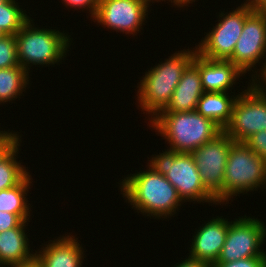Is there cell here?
<instances>
[{
  "label": "cell",
  "mask_w": 266,
  "mask_h": 267,
  "mask_svg": "<svg viewBox=\"0 0 266 267\" xmlns=\"http://www.w3.org/2000/svg\"><path fill=\"white\" fill-rule=\"evenodd\" d=\"M146 171L127 175L120 182L121 192L132 209L143 215L164 219L176 214L182 200L176 188L161 173L146 166Z\"/></svg>",
  "instance_id": "6da1fadb"
},
{
  "label": "cell",
  "mask_w": 266,
  "mask_h": 267,
  "mask_svg": "<svg viewBox=\"0 0 266 267\" xmlns=\"http://www.w3.org/2000/svg\"><path fill=\"white\" fill-rule=\"evenodd\" d=\"M194 50L184 49L175 52L165 62L151 67L145 76L137 84V102L142 111L149 114V122L163 111L169 104L173 92L179 83L186 67L193 61L197 52Z\"/></svg>",
  "instance_id": "7a4b0ae2"
},
{
  "label": "cell",
  "mask_w": 266,
  "mask_h": 267,
  "mask_svg": "<svg viewBox=\"0 0 266 267\" xmlns=\"http://www.w3.org/2000/svg\"><path fill=\"white\" fill-rule=\"evenodd\" d=\"M151 127L177 153H191L223 132L213 120L195 111L160 112L150 121Z\"/></svg>",
  "instance_id": "3957f363"
},
{
  "label": "cell",
  "mask_w": 266,
  "mask_h": 267,
  "mask_svg": "<svg viewBox=\"0 0 266 267\" xmlns=\"http://www.w3.org/2000/svg\"><path fill=\"white\" fill-rule=\"evenodd\" d=\"M32 23L30 17L15 34L19 65L28 72L32 65L43 67L59 63L66 57L71 45V38L64 31L39 29Z\"/></svg>",
  "instance_id": "277c9868"
},
{
  "label": "cell",
  "mask_w": 266,
  "mask_h": 267,
  "mask_svg": "<svg viewBox=\"0 0 266 267\" xmlns=\"http://www.w3.org/2000/svg\"><path fill=\"white\" fill-rule=\"evenodd\" d=\"M153 155L148 166L161 173L176 188L181 200L186 202L216 203L215 197L205 188L196 163L190 153H177L167 149Z\"/></svg>",
  "instance_id": "5b68a950"
},
{
  "label": "cell",
  "mask_w": 266,
  "mask_h": 267,
  "mask_svg": "<svg viewBox=\"0 0 266 267\" xmlns=\"http://www.w3.org/2000/svg\"><path fill=\"white\" fill-rule=\"evenodd\" d=\"M262 186V187H261ZM266 161L244 142H235L228 154L223 181V204L233 196L266 188ZM245 192V193H244Z\"/></svg>",
  "instance_id": "8992f818"
},
{
  "label": "cell",
  "mask_w": 266,
  "mask_h": 267,
  "mask_svg": "<svg viewBox=\"0 0 266 267\" xmlns=\"http://www.w3.org/2000/svg\"><path fill=\"white\" fill-rule=\"evenodd\" d=\"M251 82L238 94L231 120L223 130L234 142H244L257 132L266 130V87Z\"/></svg>",
  "instance_id": "52a82bcc"
},
{
  "label": "cell",
  "mask_w": 266,
  "mask_h": 267,
  "mask_svg": "<svg viewBox=\"0 0 266 267\" xmlns=\"http://www.w3.org/2000/svg\"><path fill=\"white\" fill-rule=\"evenodd\" d=\"M219 12L216 26L196 45L197 52L206 58L228 60L243 31L245 19L253 12L248 6L240 5L232 12ZM221 17V18H220Z\"/></svg>",
  "instance_id": "ba28073f"
},
{
  "label": "cell",
  "mask_w": 266,
  "mask_h": 267,
  "mask_svg": "<svg viewBox=\"0 0 266 267\" xmlns=\"http://www.w3.org/2000/svg\"><path fill=\"white\" fill-rule=\"evenodd\" d=\"M265 238L266 226L264 222L246 215L242 218L239 217L230 222L225 243L216 262L266 257V251L260 249Z\"/></svg>",
  "instance_id": "9c48e42d"
},
{
  "label": "cell",
  "mask_w": 266,
  "mask_h": 267,
  "mask_svg": "<svg viewBox=\"0 0 266 267\" xmlns=\"http://www.w3.org/2000/svg\"><path fill=\"white\" fill-rule=\"evenodd\" d=\"M235 142L223 131L215 139L192 151L194 162L205 188L223 204V181L231 146Z\"/></svg>",
  "instance_id": "30bf717a"
},
{
  "label": "cell",
  "mask_w": 266,
  "mask_h": 267,
  "mask_svg": "<svg viewBox=\"0 0 266 267\" xmlns=\"http://www.w3.org/2000/svg\"><path fill=\"white\" fill-rule=\"evenodd\" d=\"M265 54L266 18L261 16L257 11H253L245 19L243 31L236 43L232 56L228 60L237 66L244 75L247 71L250 72L252 67L254 69L256 63L261 64L262 62L263 65L260 66L261 69H257V71L255 70L256 76L253 73L251 74L252 82H256L266 70V59H264L266 57ZM262 58L265 60V63H263ZM258 70L260 71L259 74L257 73Z\"/></svg>",
  "instance_id": "8fae6325"
},
{
  "label": "cell",
  "mask_w": 266,
  "mask_h": 267,
  "mask_svg": "<svg viewBox=\"0 0 266 267\" xmlns=\"http://www.w3.org/2000/svg\"><path fill=\"white\" fill-rule=\"evenodd\" d=\"M148 7L144 0H99L92 19L104 28L134 36L148 18Z\"/></svg>",
  "instance_id": "7c38bea8"
},
{
  "label": "cell",
  "mask_w": 266,
  "mask_h": 267,
  "mask_svg": "<svg viewBox=\"0 0 266 267\" xmlns=\"http://www.w3.org/2000/svg\"><path fill=\"white\" fill-rule=\"evenodd\" d=\"M223 216L213 217L195 233L191 241L189 256L213 265L223 248L230 222Z\"/></svg>",
  "instance_id": "4fadbf2b"
},
{
  "label": "cell",
  "mask_w": 266,
  "mask_h": 267,
  "mask_svg": "<svg viewBox=\"0 0 266 267\" xmlns=\"http://www.w3.org/2000/svg\"><path fill=\"white\" fill-rule=\"evenodd\" d=\"M199 69L204 92H228L244 73L229 60H214L195 53L192 61Z\"/></svg>",
  "instance_id": "5bb4252c"
},
{
  "label": "cell",
  "mask_w": 266,
  "mask_h": 267,
  "mask_svg": "<svg viewBox=\"0 0 266 267\" xmlns=\"http://www.w3.org/2000/svg\"><path fill=\"white\" fill-rule=\"evenodd\" d=\"M75 237L63 235L50 240L42 250L35 251V258L43 267H81L85 254Z\"/></svg>",
  "instance_id": "9a60e30c"
},
{
  "label": "cell",
  "mask_w": 266,
  "mask_h": 267,
  "mask_svg": "<svg viewBox=\"0 0 266 267\" xmlns=\"http://www.w3.org/2000/svg\"><path fill=\"white\" fill-rule=\"evenodd\" d=\"M203 93L199 69L191 62L184 70L169 104L161 112L195 111Z\"/></svg>",
  "instance_id": "2e32d148"
},
{
  "label": "cell",
  "mask_w": 266,
  "mask_h": 267,
  "mask_svg": "<svg viewBox=\"0 0 266 267\" xmlns=\"http://www.w3.org/2000/svg\"><path fill=\"white\" fill-rule=\"evenodd\" d=\"M28 222L23 221L18 227L0 233V267H14L35 258V253L30 252L29 238L25 232Z\"/></svg>",
  "instance_id": "e0dca14e"
},
{
  "label": "cell",
  "mask_w": 266,
  "mask_h": 267,
  "mask_svg": "<svg viewBox=\"0 0 266 267\" xmlns=\"http://www.w3.org/2000/svg\"><path fill=\"white\" fill-rule=\"evenodd\" d=\"M234 96H229V92H204L198 101L196 111L213 120L224 130L231 120L238 95Z\"/></svg>",
  "instance_id": "ac0fdd59"
},
{
  "label": "cell",
  "mask_w": 266,
  "mask_h": 267,
  "mask_svg": "<svg viewBox=\"0 0 266 267\" xmlns=\"http://www.w3.org/2000/svg\"><path fill=\"white\" fill-rule=\"evenodd\" d=\"M16 135L0 150V191L18 185L28 174L26 167L16 159L20 149L21 136ZM19 148V149H18Z\"/></svg>",
  "instance_id": "d6986e66"
},
{
  "label": "cell",
  "mask_w": 266,
  "mask_h": 267,
  "mask_svg": "<svg viewBox=\"0 0 266 267\" xmlns=\"http://www.w3.org/2000/svg\"><path fill=\"white\" fill-rule=\"evenodd\" d=\"M32 180L31 175L28 174L18 185L1 190L0 211L16 214L23 221H29L31 208L26 196L32 186Z\"/></svg>",
  "instance_id": "ffe728a7"
},
{
  "label": "cell",
  "mask_w": 266,
  "mask_h": 267,
  "mask_svg": "<svg viewBox=\"0 0 266 267\" xmlns=\"http://www.w3.org/2000/svg\"><path fill=\"white\" fill-rule=\"evenodd\" d=\"M29 72L22 66L0 69V104L17 99L29 85Z\"/></svg>",
  "instance_id": "44dd1931"
},
{
  "label": "cell",
  "mask_w": 266,
  "mask_h": 267,
  "mask_svg": "<svg viewBox=\"0 0 266 267\" xmlns=\"http://www.w3.org/2000/svg\"><path fill=\"white\" fill-rule=\"evenodd\" d=\"M29 18L15 0L0 4V30L4 35H15Z\"/></svg>",
  "instance_id": "7402d4cb"
},
{
  "label": "cell",
  "mask_w": 266,
  "mask_h": 267,
  "mask_svg": "<svg viewBox=\"0 0 266 267\" xmlns=\"http://www.w3.org/2000/svg\"><path fill=\"white\" fill-rule=\"evenodd\" d=\"M19 66L15 35L0 38V69Z\"/></svg>",
  "instance_id": "603a6c76"
},
{
  "label": "cell",
  "mask_w": 266,
  "mask_h": 267,
  "mask_svg": "<svg viewBox=\"0 0 266 267\" xmlns=\"http://www.w3.org/2000/svg\"><path fill=\"white\" fill-rule=\"evenodd\" d=\"M244 143L266 161V130L253 134Z\"/></svg>",
  "instance_id": "cb8c5ba5"
},
{
  "label": "cell",
  "mask_w": 266,
  "mask_h": 267,
  "mask_svg": "<svg viewBox=\"0 0 266 267\" xmlns=\"http://www.w3.org/2000/svg\"><path fill=\"white\" fill-rule=\"evenodd\" d=\"M211 267H266V257H251L233 262H215Z\"/></svg>",
  "instance_id": "d4e9b609"
},
{
  "label": "cell",
  "mask_w": 266,
  "mask_h": 267,
  "mask_svg": "<svg viewBox=\"0 0 266 267\" xmlns=\"http://www.w3.org/2000/svg\"><path fill=\"white\" fill-rule=\"evenodd\" d=\"M65 4L64 6H70L71 8H75V10H80L81 8L87 9L90 12L91 18L94 17L99 0H62ZM78 8V9H77Z\"/></svg>",
  "instance_id": "484cf974"
},
{
  "label": "cell",
  "mask_w": 266,
  "mask_h": 267,
  "mask_svg": "<svg viewBox=\"0 0 266 267\" xmlns=\"http://www.w3.org/2000/svg\"><path fill=\"white\" fill-rule=\"evenodd\" d=\"M23 220L16 214L0 211V233L18 227Z\"/></svg>",
  "instance_id": "4316f807"
},
{
  "label": "cell",
  "mask_w": 266,
  "mask_h": 267,
  "mask_svg": "<svg viewBox=\"0 0 266 267\" xmlns=\"http://www.w3.org/2000/svg\"><path fill=\"white\" fill-rule=\"evenodd\" d=\"M174 266L175 267H211V265L205 262H202L198 259L192 258L190 256H188L187 259L185 258V260H183L182 262L176 263Z\"/></svg>",
  "instance_id": "83f0119b"
},
{
  "label": "cell",
  "mask_w": 266,
  "mask_h": 267,
  "mask_svg": "<svg viewBox=\"0 0 266 267\" xmlns=\"http://www.w3.org/2000/svg\"><path fill=\"white\" fill-rule=\"evenodd\" d=\"M17 135V132L15 133L14 132H8L7 131H1L0 130V150L5 146L7 145L15 136Z\"/></svg>",
  "instance_id": "f1b7e54d"
},
{
  "label": "cell",
  "mask_w": 266,
  "mask_h": 267,
  "mask_svg": "<svg viewBox=\"0 0 266 267\" xmlns=\"http://www.w3.org/2000/svg\"><path fill=\"white\" fill-rule=\"evenodd\" d=\"M266 0H246L242 5L248 6L251 10L256 11Z\"/></svg>",
  "instance_id": "f546056e"
},
{
  "label": "cell",
  "mask_w": 266,
  "mask_h": 267,
  "mask_svg": "<svg viewBox=\"0 0 266 267\" xmlns=\"http://www.w3.org/2000/svg\"><path fill=\"white\" fill-rule=\"evenodd\" d=\"M14 267H43L36 258H34L32 261L24 263V264H20V265H16Z\"/></svg>",
  "instance_id": "4dcf8cb0"
},
{
  "label": "cell",
  "mask_w": 266,
  "mask_h": 267,
  "mask_svg": "<svg viewBox=\"0 0 266 267\" xmlns=\"http://www.w3.org/2000/svg\"><path fill=\"white\" fill-rule=\"evenodd\" d=\"M195 2V0H174V5L177 7H184V6H188V4Z\"/></svg>",
  "instance_id": "1f68e13d"
},
{
  "label": "cell",
  "mask_w": 266,
  "mask_h": 267,
  "mask_svg": "<svg viewBox=\"0 0 266 267\" xmlns=\"http://www.w3.org/2000/svg\"><path fill=\"white\" fill-rule=\"evenodd\" d=\"M256 11L266 18V1Z\"/></svg>",
  "instance_id": "d6a6232c"
},
{
  "label": "cell",
  "mask_w": 266,
  "mask_h": 267,
  "mask_svg": "<svg viewBox=\"0 0 266 267\" xmlns=\"http://www.w3.org/2000/svg\"><path fill=\"white\" fill-rule=\"evenodd\" d=\"M261 79V82H260ZM263 80V81H262ZM256 83L258 85H263V83H265L264 85L266 86V70L265 72L260 76V78H258V80L256 81ZM262 83V84H261Z\"/></svg>",
  "instance_id": "836d02e7"
},
{
  "label": "cell",
  "mask_w": 266,
  "mask_h": 267,
  "mask_svg": "<svg viewBox=\"0 0 266 267\" xmlns=\"http://www.w3.org/2000/svg\"><path fill=\"white\" fill-rule=\"evenodd\" d=\"M144 1L147 2L148 4H150L151 2L154 3V1H156V2L164 1L165 2V0H144ZM169 1H171V3H173V5H174V0H169Z\"/></svg>",
  "instance_id": "e575fe53"
},
{
  "label": "cell",
  "mask_w": 266,
  "mask_h": 267,
  "mask_svg": "<svg viewBox=\"0 0 266 267\" xmlns=\"http://www.w3.org/2000/svg\"><path fill=\"white\" fill-rule=\"evenodd\" d=\"M3 35H4L3 32L0 30V38H1Z\"/></svg>",
  "instance_id": "d590c367"
},
{
  "label": "cell",
  "mask_w": 266,
  "mask_h": 267,
  "mask_svg": "<svg viewBox=\"0 0 266 267\" xmlns=\"http://www.w3.org/2000/svg\"><path fill=\"white\" fill-rule=\"evenodd\" d=\"M6 0H0V4H3Z\"/></svg>",
  "instance_id": "8d00e7d4"
}]
</instances>
